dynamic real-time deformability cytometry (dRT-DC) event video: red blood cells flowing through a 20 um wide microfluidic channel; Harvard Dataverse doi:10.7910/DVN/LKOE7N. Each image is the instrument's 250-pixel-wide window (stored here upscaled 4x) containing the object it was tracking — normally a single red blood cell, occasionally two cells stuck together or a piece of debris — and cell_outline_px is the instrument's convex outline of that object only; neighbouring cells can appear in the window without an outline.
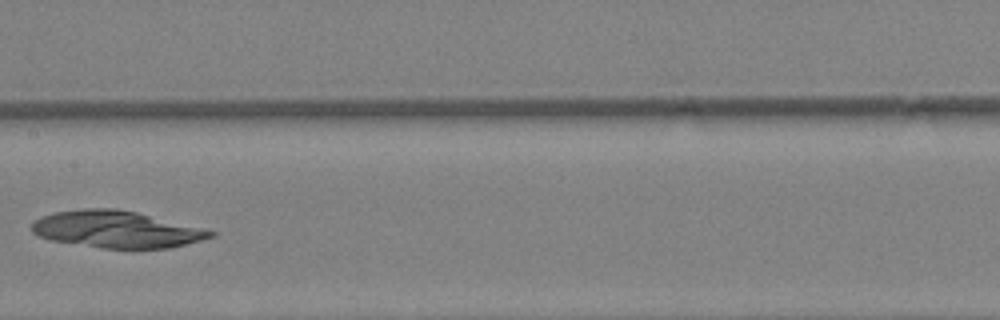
{"species": "Egyptian fruit bat (a non-hibernating species)", "species_latin": "Rousettus aegyptiacus", "temperature_condition": "warm", "stored_images_in_passage": 21, "camera_frame_rate_fps": 3000, "um_per_image_px": 0.085, "animal": {"sex": "female"}, "frame": {"image": 1, "passage_image": 9, "time_ms": 2.667, "image_size_px": [1000, 320], "cell_outline_px": [[216, 236], [168, 248], [104, 248], [52, 240], [40, 236], [32, 232], [32, 220], [40, 216], [56, 212], [84, 208], [112, 208], [136, 212], [208, 228], [216, 232]], "centroid_in_image_um": [9.94, 19.48], "position_along_channel_um": 197.5, "area_um2": 38.38}}
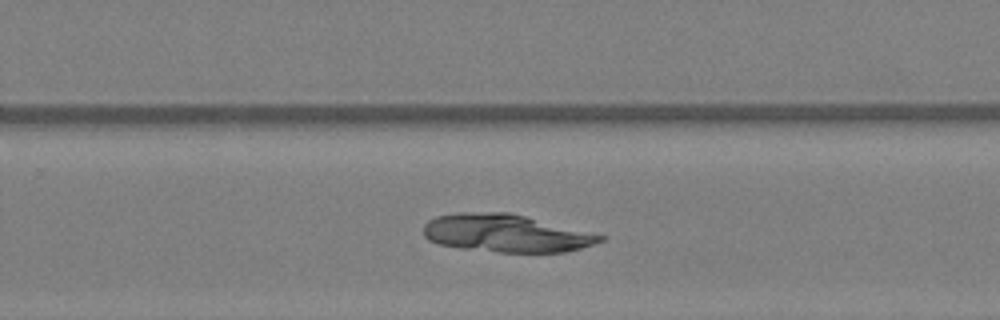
{"frame": {"image": 2, "passage_image": 14, "time_ms": 4.333, "image_size_px": [1000, 320], "cell_outline_px": [[604, 240], [580, 248], [564, 252], [496, 252], [464, 248], [440, 244], [428, 240], [424, 236], [424, 224], [428, 220], [436, 216], [456, 212], [508, 212], [604, 236]], "centroid_in_image_um": [42.93, 19.82], "position_along_channel_um": 286.9, "area_um2": 38.38}}